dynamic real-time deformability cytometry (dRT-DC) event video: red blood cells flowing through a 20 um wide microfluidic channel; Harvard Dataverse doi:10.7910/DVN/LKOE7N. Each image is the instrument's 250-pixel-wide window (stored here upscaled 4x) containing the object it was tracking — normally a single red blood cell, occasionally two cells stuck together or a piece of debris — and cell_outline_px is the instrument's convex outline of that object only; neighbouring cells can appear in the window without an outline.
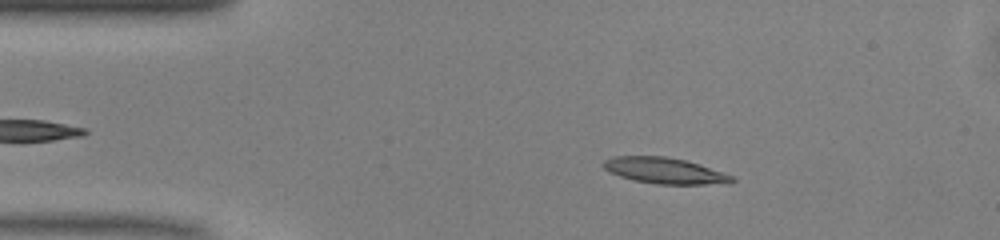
{"species": "common noctule bat (a hibernating species)", "species_latin": "Nyctalus noctula", "temperature_condition": "warm", "stored_images_in_passage": 41, "camera_frame_rate_fps": 3000, "um_per_image_px": 0.085, "animal": {"sex": "male", "body_mass_g": 13.0, "forearm_length_mm": 53.1}, "frame": {"image": 1, "passage_image": 7, "time_ms": 2.0, "image_size_px": [1000, 240], "cell_outline_px": [[736, 180], [732, 184], [656, 184], [632, 180], [620, 176], [604, 168], [604, 160], [612, 156], [664, 156], [684, 160], [700, 164], [732, 176]], "centroid_in_image_um": [56.53, 14.51], "position_along_channel_um": 28.5, "area_um2": 19.42}}
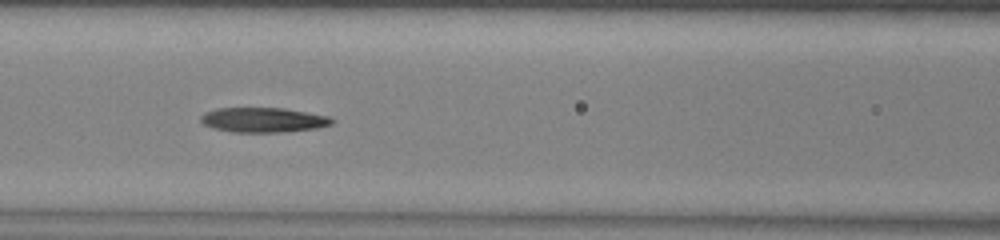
{"frame": {"image": 2, "passage_image": 19, "time_ms": 6.0, "image_size_px": [1000, 240], "cell_outline_px": [[336, 120], [332, 124], [316, 128], [280, 132], [232, 132], [216, 128], [204, 124], [200, 120], [200, 116], [204, 112], [216, 108], [284, 108], [328, 116]], "centroid_in_image_um": [22.37, 10.18], "position_along_channel_um": 144.2, "area_um2": 18.84}}
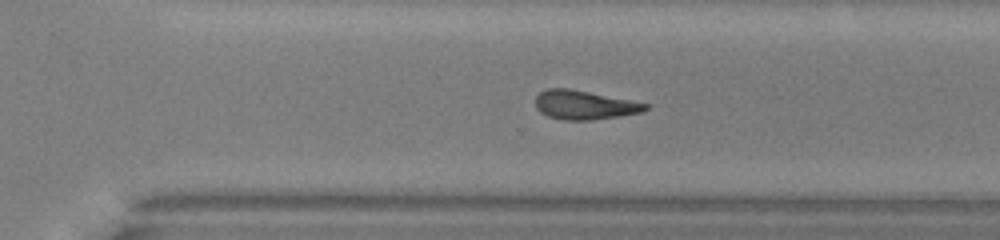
{"frame": {"image": 3, "passage_image": 32, "time_ms": 10.333, "image_size_px": [1000, 240], "cell_outline_px": [[648, 108], [640, 112], [592, 120], [564, 120], [548, 116], [540, 112], [536, 108], [536, 96], [540, 92], [548, 88], [568, 88], [648, 104]], "centroid_in_image_um": [49.6, 8.92], "position_along_channel_um": 321.0, "area_um2": 18.15}, "authors_computed_cell_mechanics": {"area_um2": 18.8428, "velocity_mm_per_s": 4.0865, "shape_relaxation_time_tau1_ms": null, "shape_relaxation_time_tau2_ms": 10.7388, "deformation_change_tau1": null, "deformation_change_tau2": 0.2873}}